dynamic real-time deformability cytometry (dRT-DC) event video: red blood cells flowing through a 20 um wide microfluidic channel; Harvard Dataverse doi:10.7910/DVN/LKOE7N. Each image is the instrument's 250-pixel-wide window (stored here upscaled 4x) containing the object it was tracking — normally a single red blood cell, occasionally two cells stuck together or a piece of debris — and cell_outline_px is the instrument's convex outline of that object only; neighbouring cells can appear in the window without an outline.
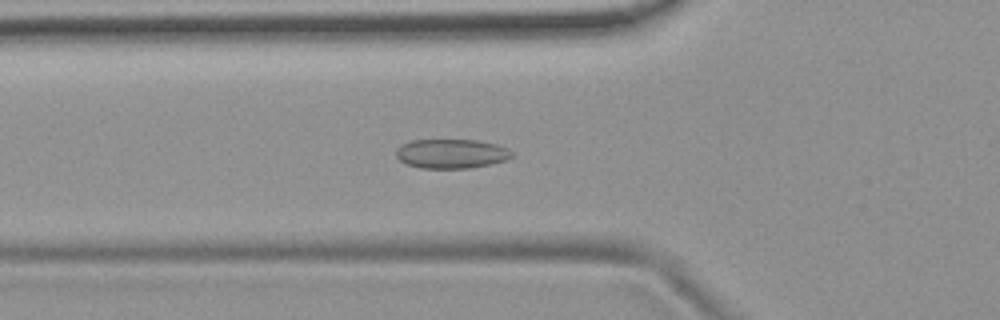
{"species": "common noctule bat (a hibernating species)", "species_latin": "Nyctalus noctula", "temperature_condition": "room temperature", "stored_images_in_passage": 52, "camera_frame_rate_fps": 3000, "um_per_image_px": 0.085, "animal": {"sex": "female", "body_mass_g": 19.9}, "frame": {"image": 1, "passage_image": 18, "time_ms": 5.667, "image_size_px": [1000, 320], "cell_outline_px": [[512, 156], [508, 160], [468, 168], [420, 168], [408, 164], [400, 160], [396, 156], [396, 148], [400, 144], [412, 140], [476, 140], [496, 144], [508, 148], [512, 152]], "centroid_in_image_um": [38.35, 13.05], "position_along_channel_um": 87.4, "area_um2": 19.77}}
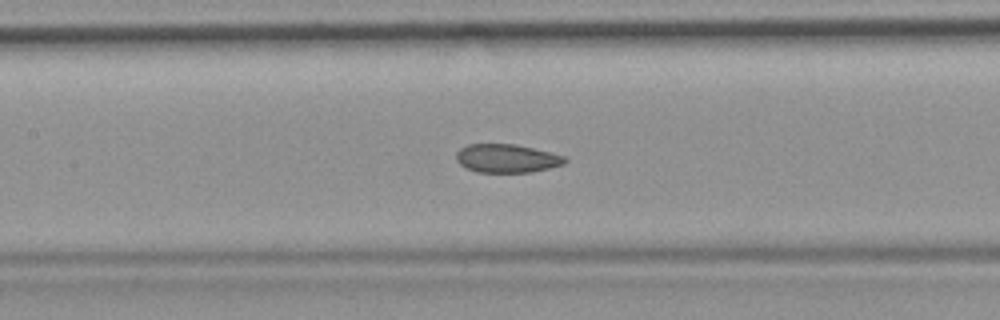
{"frame": {"image": 2, "passage_image": 24, "time_ms": 7.667, "image_size_px": [1000, 320], "cell_outline_px": [[568, 160], [564, 164], [532, 172], [476, 172], [460, 164], [456, 160], [456, 152], [460, 148], [468, 144], [516, 144], [552, 152], [564, 156]], "centroid_in_image_um": [43.08, 13.45], "position_along_channel_um": 164.3, "area_um2": 18.09}}
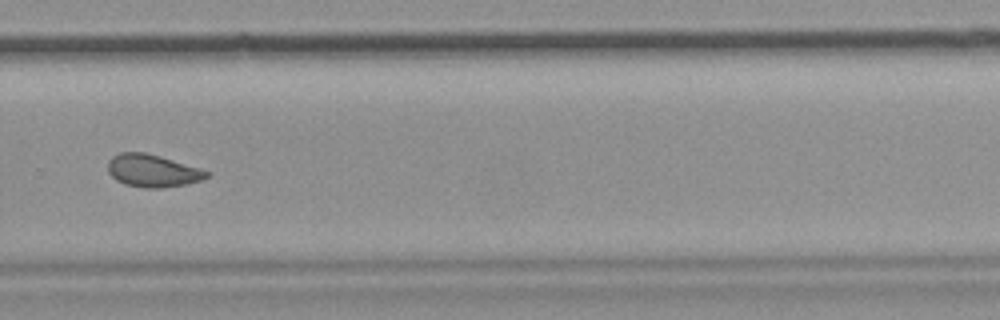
{"frame": {"image": 3, "passage_image": 36, "time_ms": 11.667, "image_size_px": [1000, 320], "cell_outline_px": [[212, 172], [208, 176], [200, 180], [184, 184], [160, 188], [144, 188], [124, 184], [116, 180], [108, 172], [108, 160], [112, 156], [120, 152], [144, 152], [160, 156], [200, 168]], "centroid_in_image_um": [12.94, 14.5], "position_along_channel_um": 316.9, "area_um2": 18.73}, "authors_computed_cell_mechanics": {"area_um2": 19.3052, "velocity_mm_per_s": 3.8272, "shape_relaxation_time_tau1_ms": null, "shape_relaxation_time_tau2_ms": 2.3084, "deformation_change_tau1": null, "deformation_change_tau2": 0.0768}}